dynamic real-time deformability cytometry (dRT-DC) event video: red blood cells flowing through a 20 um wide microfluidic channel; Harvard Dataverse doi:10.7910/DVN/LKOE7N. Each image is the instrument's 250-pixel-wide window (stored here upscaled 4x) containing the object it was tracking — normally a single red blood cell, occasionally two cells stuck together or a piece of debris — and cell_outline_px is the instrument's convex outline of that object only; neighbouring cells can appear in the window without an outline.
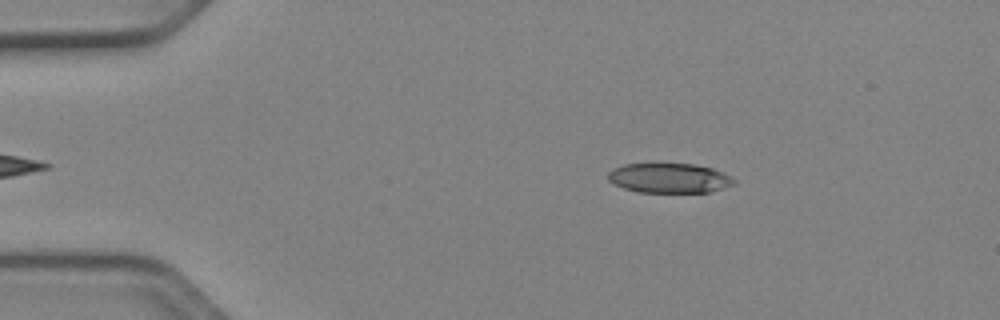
{"species": "Egyptian fruit bat (a non-hibernating species)", "species_latin": "Rousettus aegyptiacus", "temperature_condition": "cold", "stored_images_in_passage": 47, "camera_frame_rate_fps": 3000, "um_per_image_px": 0.085, "animal": {"sex": "female"}, "frame": {"image": 1, "passage_image": 4, "time_ms": 1.0, "image_size_px": [1000, 320], "cell_outline_px": [[736, 180], [732, 184], [708, 192], [636, 192], [624, 188], [608, 180], [608, 172], [612, 168], [624, 164], [692, 164], [712, 168], [724, 172]], "centroid_in_image_um": [56.85, 15.13], "position_along_channel_um": 28.1, "area_um2": 21.62}}
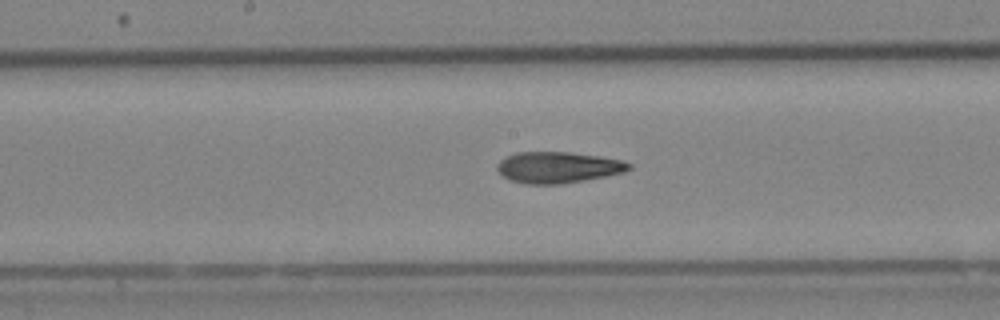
{"frame": {"image": 2, "passage_image": 22, "time_ms": 7.0, "image_size_px": [1000, 320], "cell_outline_px": [[632, 168], [624, 172], [584, 180], [560, 184], [528, 184], [508, 180], [496, 168], [496, 164], [504, 156], [516, 152], [572, 152], [600, 156], [620, 160], [632, 164]], "centroid_in_image_um": [47.4, 14.22], "position_along_channel_um": 200.8, "area_um2": 24.04}}
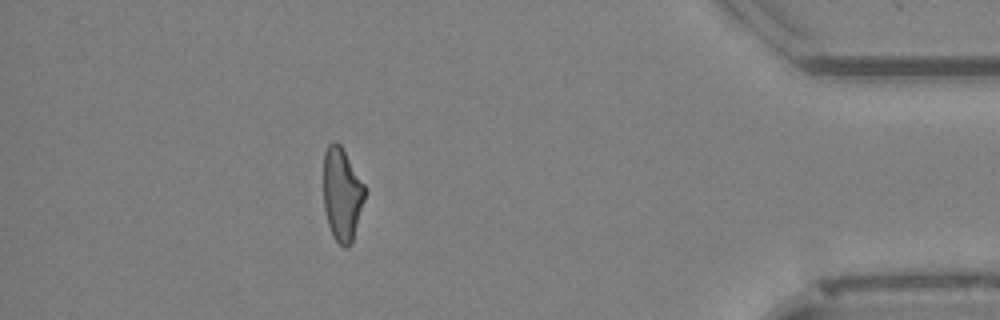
{"frame": {"image": 3, "passage_image": 41, "time_ms": 13.333, "image_size_px": [1000, 320], "cell_outline_px": [[368, 192], [352, 240], [348, 248], [344, 248], [332, 236], [328, 224], [324, 208], [324, 152], [328, 144], [332, 140], [336, 140], [340, 144], [364, 184]], "centroid_in_image_um": [29.08, 16.5], "position_along_channel_um": 406.1, "area_um2": 22.66}, "authors_computed_cell_mechanics": {"area_um2": 23.6402, "velocity_mm_per_s": 3.9733, "shape_relaxation_time_tau1_ms": 9.459, "shape_relaxation_time_tau2_ms": 3.3344, "deformation_change_tau1": 0.2248, "deformation_change_tau2": 0.1256}}